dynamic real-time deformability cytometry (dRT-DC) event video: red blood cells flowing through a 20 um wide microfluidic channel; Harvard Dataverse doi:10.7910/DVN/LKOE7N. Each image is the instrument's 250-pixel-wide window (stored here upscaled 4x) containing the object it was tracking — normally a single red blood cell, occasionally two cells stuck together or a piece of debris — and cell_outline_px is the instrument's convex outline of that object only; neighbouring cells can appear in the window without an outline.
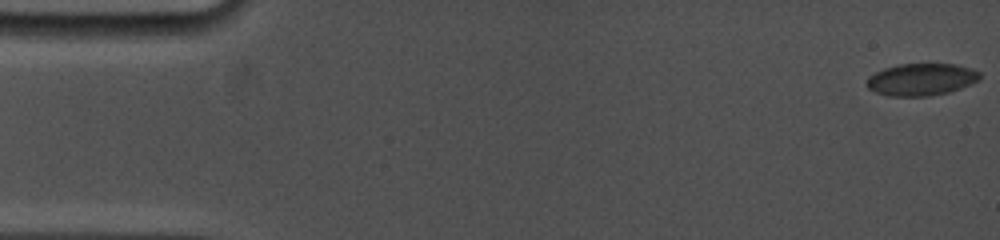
{"species": "common noctule bat (a hibernating species)", "species_latin": "Nyctalus noctula", "temperature_condition": "cold", "stored_images_in_passage": 49, "camera_frame_rate_fps": 5000, "um_per_image_px": 0.085, "animal": {"sex": "female", "body_mass_g": 19.0, "forearm_length_mm": 53.3}, "frame": {"image": 1, "passage_image": 1, "time_ms": 0.0, "image_size_px": [1000, 240], "cell_outline_px": [[980, 80], [960, 88], [948, 92], [928, 96], [888, 96], [876, 92], [868, 88], [864, 84], [868, 76], [884, 68], [900, 64], [956, 64], [972, 68], [980, 72]], "centroid_in_image_um": [78.3, 6.75], "position_along_channel_um": 6.7, "area_um2": 21.27}}
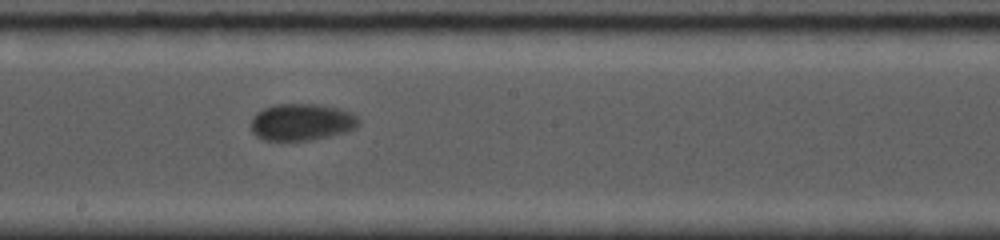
{"frame": {"image": 2, "passage_image": 28, "time_ms": 9.8, "image_size_px": [1000, 240], "cell_outline_px": [[360, 124], [356, 128], [348, 132], [308, 140], [264, 140], [256, 136], [252, 132], [252, 116], [256, 112], [264, 108], [276, 104], [316, 104], [340, 108], [352, 112], [360, 120]], "centroid_in_image_um": [25.67, 10.37], "position_along_channel_um": 222.5, "area_um2": 23.29}}
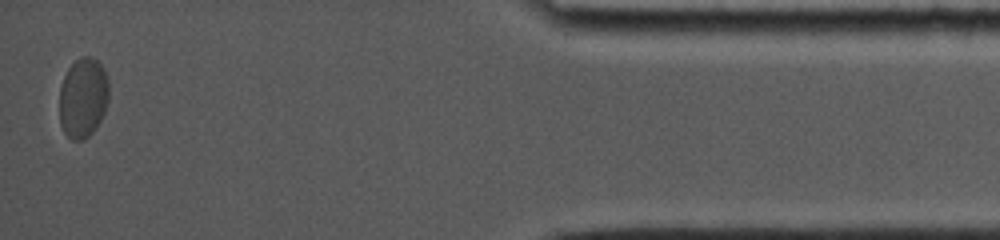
{"frame": {"image": 3, "passage_image": 48, "time_ms": 17.0, "image_size_px": [1000, 240], "cell_outline_px": [[108, 100], [104, 112], [100, 120], [92, 132], [84, 140], [72, 140], [64, 132], [60, 124], [60, 88], [64, 76], [68, 68], [80, 56], [92, 56], [104, 68], [108, 76]], "centroid_in_image_um": [7.06, 8.29], "position_along_channel_um": 428.1, "area_um2": 23.12}, "authors_computed_cell_mechanics": {"area_um2": 22.5998, "velocity_mm_per_s": 3.609, "shape_relaxation_time_tau1_ms": 1.2304, "shape_relaxation_time_tau2_ms": null, "deformation_change_tau1": 0.0385, "deformation_change_tau2": null}}